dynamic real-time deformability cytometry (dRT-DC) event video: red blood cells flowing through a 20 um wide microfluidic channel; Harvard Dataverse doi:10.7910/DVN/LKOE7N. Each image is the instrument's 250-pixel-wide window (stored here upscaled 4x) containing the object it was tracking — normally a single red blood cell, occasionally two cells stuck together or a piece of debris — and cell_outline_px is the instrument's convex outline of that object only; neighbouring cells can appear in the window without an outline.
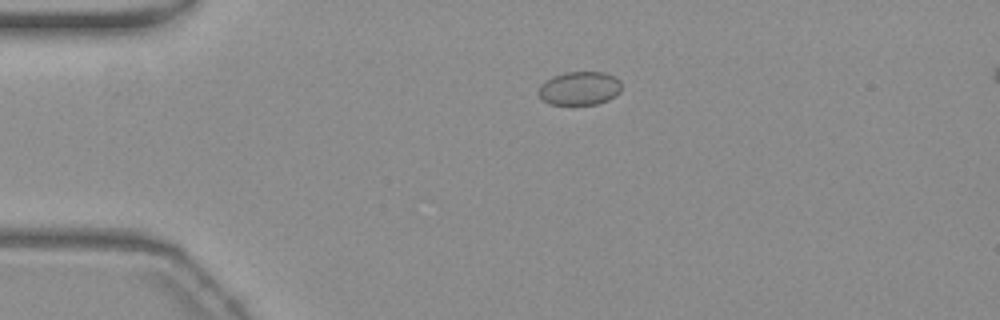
{"species": "common noctule bat (a hibernating species)", "species_latin": "Nyctalus noctula", "temperature_condition": "warm", "stored_images_in_passage": 8, "camera_frame_rate_fps": 3000, "um_per_image_px": 0.085, "animal": {"sex": "female", "body_mass_g": 19.3, "forearm_length_mm": 54.1}, "frame": {"image": 1, "passage_image": 1, "time_ms": 0.0, "image_size_px": [1000, 320], "cell_outline_px": [[620, 92], [608, 100], [596, 104], [552, 104], [544, 100], [536, 92], [540, 84], [544, 80], [552, 76], [564, 72], [604, 72], [616, 76], [620, 80]], "centroid_in_image_um": [49.24, 7.48], "position_along_channel_um": 35.8, "area_um2": 16.36}}
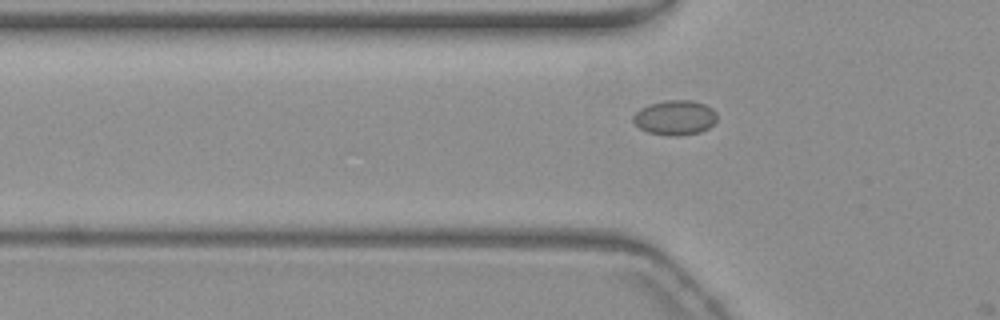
{"frame": {"image": 2, "passage_image": 7, "time_ms": 2.0, "image_size_px": [1000, 320], "cell_outline_px": [[716, 120], [708, 128], [700, 132], [680, 136], [668, 136], [648, 132], [640, 128], [632, 120], [632, 116], [640, 108], [648, 104], [664, 100], [692, 100], [704, 104], [712, 108], [716, 112]], "centroid_in_image_um": [57.36, 9.99], "position_along_channel_um": 68.4, "area_um2": 17.11}}